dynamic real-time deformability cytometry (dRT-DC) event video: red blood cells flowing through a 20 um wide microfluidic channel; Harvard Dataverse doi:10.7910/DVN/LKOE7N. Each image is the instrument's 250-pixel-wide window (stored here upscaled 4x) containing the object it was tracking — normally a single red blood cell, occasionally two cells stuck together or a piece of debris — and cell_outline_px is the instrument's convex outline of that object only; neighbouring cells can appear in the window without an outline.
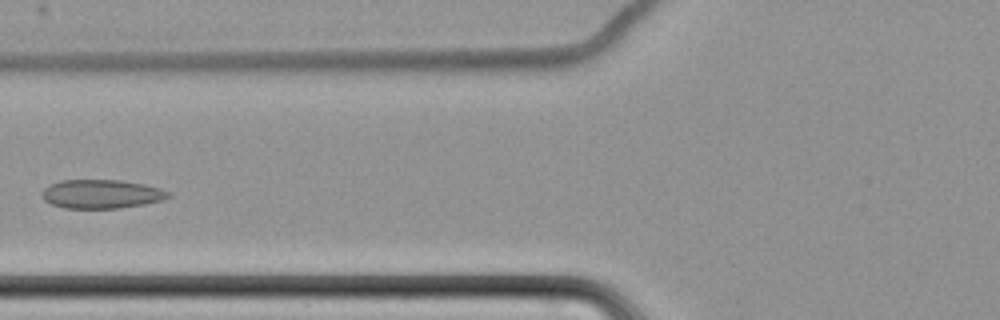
{"species": "common noctule bat (a hibernating species)", "species_latin": "Nyctalus noctula", "temperature_condition": "cold", "stored_images_in_passage": 6, "camera_frame_rate_fps": 3000, "um_per_image_px": 0.085, "animal": {"sex": "female", "body_mass_g": 22.7, "forearm_length_mm": 54.2}, "frame": {"image": 1, "passage_image": 6, "time_ms": 6.333, "image_size_px": [1000, 320], "cell_outline_px": [[172, 196], [164, 200], [144, 204], [120, 208], [64, 208], [52, 204], [44, 200], [40, 196], [40, 192], [48, 184], [60, 180], [120, 180], [144, 184], [160, 188], [168, 192]], "centroid_in_image_um": [8.59, 16.49], "position_along_channel_um": 117.2, "area_um2": 21.44}}